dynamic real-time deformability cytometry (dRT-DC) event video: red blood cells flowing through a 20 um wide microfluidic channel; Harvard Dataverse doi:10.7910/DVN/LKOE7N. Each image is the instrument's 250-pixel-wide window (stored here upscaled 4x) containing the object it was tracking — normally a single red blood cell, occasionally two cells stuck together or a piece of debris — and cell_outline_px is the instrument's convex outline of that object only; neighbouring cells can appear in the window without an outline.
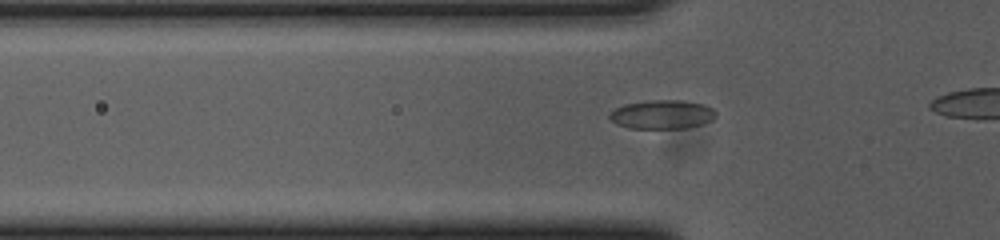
{"species": "common noctule bat (a hibernating species)", "species_latin": "Nyctalus noctula", "temperature_condition": "cold", "stored_images_in_passage": 14, "camera_frame_rate_fps": 3000, "um_per_image_px": 0.085, "animal": {"sex": "female", "body_mass_g": 23.0, "forearm_length_mm": 53.4}, "frame": {"image": 1, "passage_image": 8, "time_ms": 2.333, "image_size_px": [1000, 240], "cell_outline_px": [[716, 116], [712, 120], [700, 124], [684, 128], [632, 128], [616, 124], [608, 116], [616, 108], [624, 104], [652, 100], [680, 100], [700, 104], [712, 108], [716, 112]], "centroid_in_image_um": [56.27, 9.73], "position_along_channel_um": 69.5, "area_um2": 17.57}}
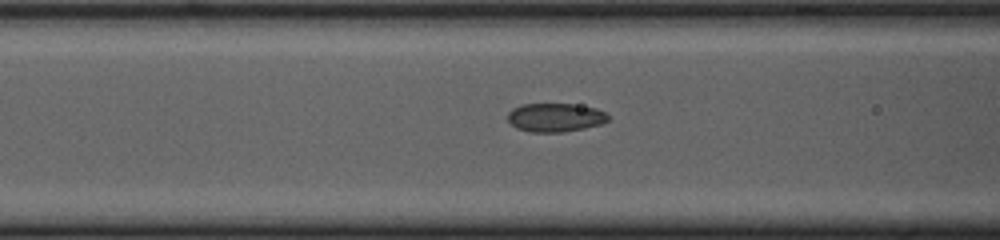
{"frame": {"image": 2, "passage_image": 12, "time_ms": 3.667, "image_size_px": [1000, 240], "cell_outline_px": [[608, 120], [600, 124], [584, 128], [564, 132], [532, 132], [516, 128], [508, 120], [508, 112], [512, 108], [520, 104], [572, 104], [596, 108], [604, 112], [608, 116]], "centroid_in_image_um": [47.16, 9.98], "position_along_channel_um": 119.4, "area_um2": 16.7}}